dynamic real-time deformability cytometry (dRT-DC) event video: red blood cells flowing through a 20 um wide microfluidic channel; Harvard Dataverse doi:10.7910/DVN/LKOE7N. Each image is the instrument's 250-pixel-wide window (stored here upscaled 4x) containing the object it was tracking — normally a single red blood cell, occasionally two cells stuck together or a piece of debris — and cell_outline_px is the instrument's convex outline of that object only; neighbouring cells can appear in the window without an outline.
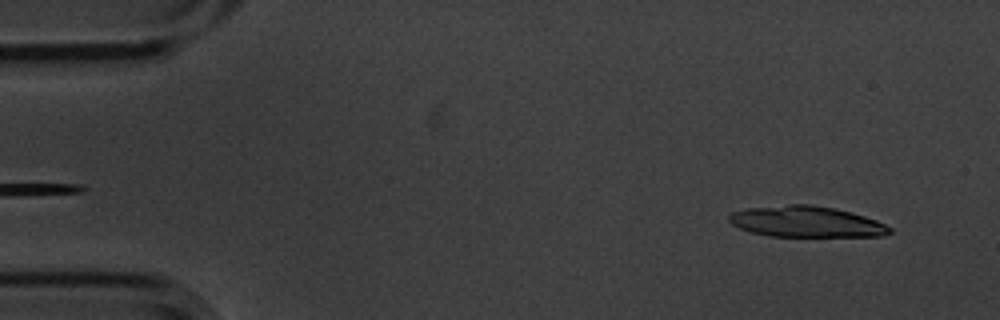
{"species": "common noctule bat (a hibernating species)", "species_latin": "Nyctalus noctula", "temperature_condition": "cold", "stored_images_in_passage": 4, "camera_frame_rate_fps": 3000, "um_per_image_px": 0.085, "animal": {"sex": "male", "body_mass_g": 20.1, "forearm_length_mm": 53.5}, "frame": {"image": 1, "passage_image": 1, "time_ms": 0.0, "image_size_px": [1000, 320], "cell_outline_px": [[892, 232], [884, 236], [768, 236], [752, 232], [740, 228], [732, 224], [728, 220], [728, 216], [732, 212], [744, 208], [788, 204], [812, 204], [852, 212], [876, 220], [892, 228]], "centroid_in_image_um": [68.51, 18.84], "position_along_channel_um": 16.5, "area_um2": 29.07}}